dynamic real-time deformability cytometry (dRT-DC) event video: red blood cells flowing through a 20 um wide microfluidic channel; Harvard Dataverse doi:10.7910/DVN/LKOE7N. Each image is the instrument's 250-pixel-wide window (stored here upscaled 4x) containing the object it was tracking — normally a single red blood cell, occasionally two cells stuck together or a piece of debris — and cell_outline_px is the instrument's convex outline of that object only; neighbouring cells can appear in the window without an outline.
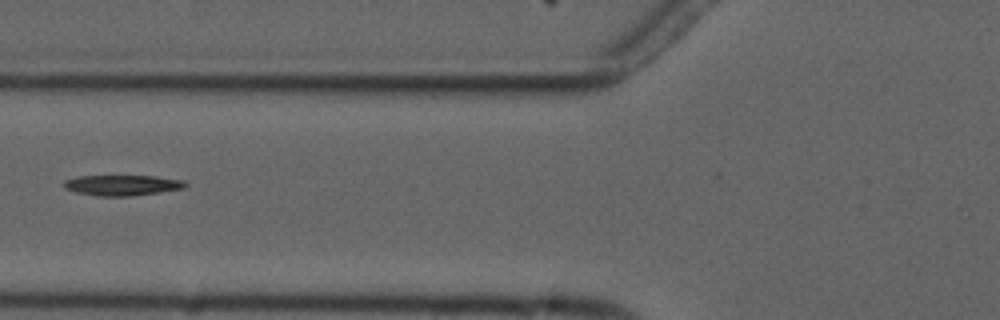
{"species": "common noctule bat (a hibernating species)", "species_latin": "Nyctalus noctula", "temperature_condition": "cold", "stored_images_in_passage": 4, "camera_frame_rate_fps": 3000, "um_per_image_px": 0.085, "animal": {"sex": "male", "forearm_length_mm": 52.5}, "frame": {"image": 1, "passage_image": 3, "time_ms": 2.333, "image_size_px": [1000, 320], "cell_outline_px": [[188, 184], [184, 188], [132, 196], [96, 196], [76, 192], [64, 188], [64, 180], [80, 176], [156, 176], [184, 180]], "centroid_in_image_um": [10.4, 15.74], "position_along_channel_um": 115.4, "area_um2": 14.51}}
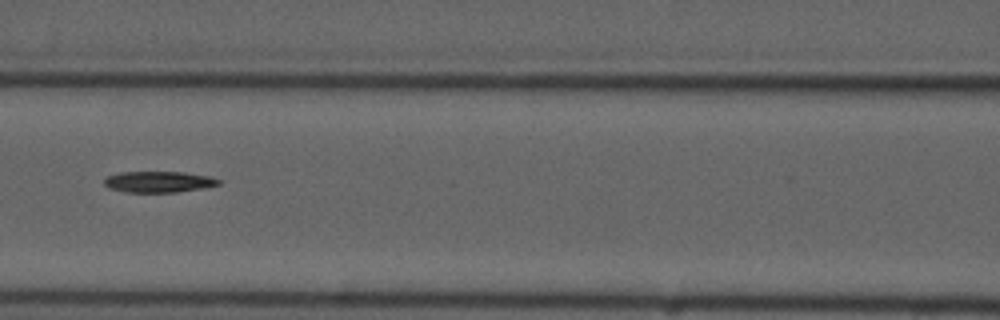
{"frame": {"image": 2, "passage_image": 4, "time_ms": 3.333, "image_size_px": [1000, 320], "cell_outline_px": [[220, 184], [204, 188], [176, 192], [124, 192], [108, 188], [104, 184], [104, 180], [108, 176], [120, 172], [184, 172], [208, 176], [220, 180]], "centroid_in_image_um": [13.47, 15.46], "position_along_channel_um": 153.1, "area_um2": 14.05}}